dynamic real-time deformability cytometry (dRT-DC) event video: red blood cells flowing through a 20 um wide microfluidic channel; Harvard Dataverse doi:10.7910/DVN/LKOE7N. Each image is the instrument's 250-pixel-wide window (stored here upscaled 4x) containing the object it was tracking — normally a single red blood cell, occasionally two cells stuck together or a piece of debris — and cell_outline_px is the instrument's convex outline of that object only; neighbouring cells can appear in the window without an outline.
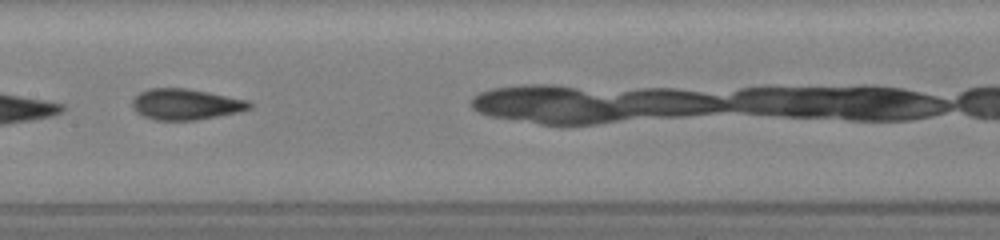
{"species": "common noctule bat (a hibernating species)", "species_latin": "Nyctalus noctula", "temperature_condition": "room temperature", "stored_images_in_passage": 14, "camera_frame_rate_fps": 3000, "um_per_image_px": 0.085, "animal": {"sex": "female", "body_mass_g": 19.5, "forearm_length_mm": 54.1}, "frame": {"image": 1, "passage_image": 5, "time_ms": 3.0, "image_size_px": [1000, 240], "cell_outline_px": [[252, 108], [240, 112], [196, 120], [156, 120], [144, 116], [136, 112], [132, 108], [132, 100], [140, 92], [148, 88], [184, 88], [208, 92], [248, 100], [252, 104]], "centroid_in_image_um": [15.79, 8.86], "position_along_channel_um": 191.6, "area_um2": 21.15}}